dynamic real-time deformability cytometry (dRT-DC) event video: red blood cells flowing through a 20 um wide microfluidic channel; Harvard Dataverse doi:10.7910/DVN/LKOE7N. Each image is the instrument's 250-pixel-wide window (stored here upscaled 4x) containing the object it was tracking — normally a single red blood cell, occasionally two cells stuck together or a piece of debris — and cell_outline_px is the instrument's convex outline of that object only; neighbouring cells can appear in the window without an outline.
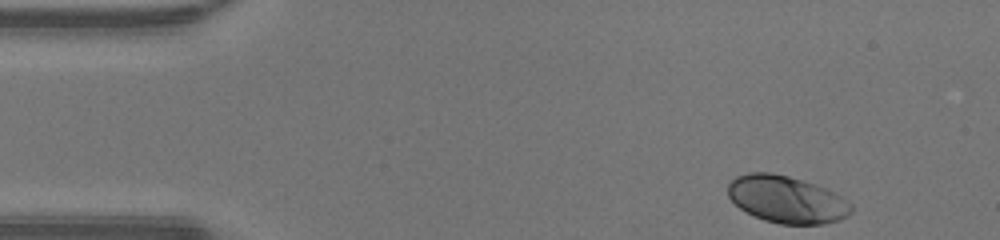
{"species": "human", "species_latin": "Homo sapiens", "temperature_condition": "warm", "stored_images_in_passage": 37, "camera_frame_rate_fps": 3000, "um_per_image_px": 0.085, "donor": {"sex": "male"}, "frame": {"image": 1, "passage_image": 1, "time_ms": 0.0, "image_size_px": [1000, 240], "cell_outline_px": [[852, 212], [848, 216], [840, 220], [824, 224], [780, 224], [764, 220], [740, 208], [728, 196], [728, 184], [736, 176], [748, 172], [772, 172], [804, 180], [828, 188], [852, 204]], "centroid_in_image_um": [66.9, 16.94], "position_along_channel_um": 18.1, "area_um2": 34.04}}
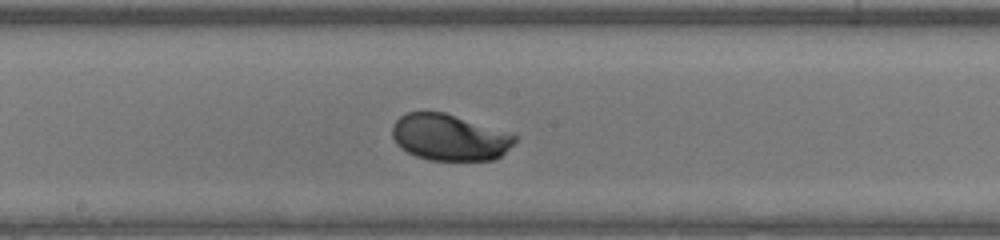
{"frame": {"image": 2, "passage_image": 21, "time_ms": 6.667, "image_size_px": [1000, 240], "cell_outline_px": [[516, 140], [500, 156], [492, 160], [428, 160], [416, 156], [400, 148], [396, 144], [392, 136], [392, 124], [400, 116], [408, 112], [444, 112], [516, 136]], "centroid_in_image_um": [38.12, 11.69], "position_along_channel_um": 210.1, "area_um2": 32.6}}
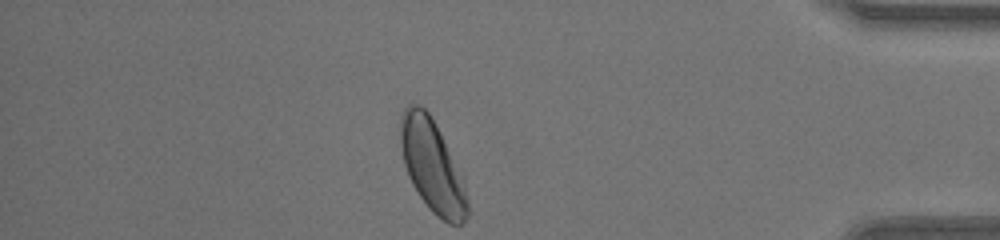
{"frame": {"image": 3, "passage_image": 37, "time_ms": 12.0, "image_size_px": [1000, 240], "cell_outline_px": [[468, 216], [460, 224], [448, 224], [436, 216], [428, 208], [412, 184], [408, 176], [404, 164], [400, 148], [400, 120], [404, 108], [408, 104], [416, 104], [424, 108], [428, 112], [464, 176], [468, 200]], "centroid_in_image_um": [36.75, 14.14], "position_along_channel_um": 398.5, "area_um2": 36.18}, "authors_computed_cell_mechanics": {"area_um2": 33.524, "velocity_mm_per_s": 4.3071, "shape_relaxation_time_tau1_ms": 1.4015, "shape_relaxation_time_tau2_ms": null, "deformation_change_tau1": 0.1207, "deformation_change_tau2": null}}